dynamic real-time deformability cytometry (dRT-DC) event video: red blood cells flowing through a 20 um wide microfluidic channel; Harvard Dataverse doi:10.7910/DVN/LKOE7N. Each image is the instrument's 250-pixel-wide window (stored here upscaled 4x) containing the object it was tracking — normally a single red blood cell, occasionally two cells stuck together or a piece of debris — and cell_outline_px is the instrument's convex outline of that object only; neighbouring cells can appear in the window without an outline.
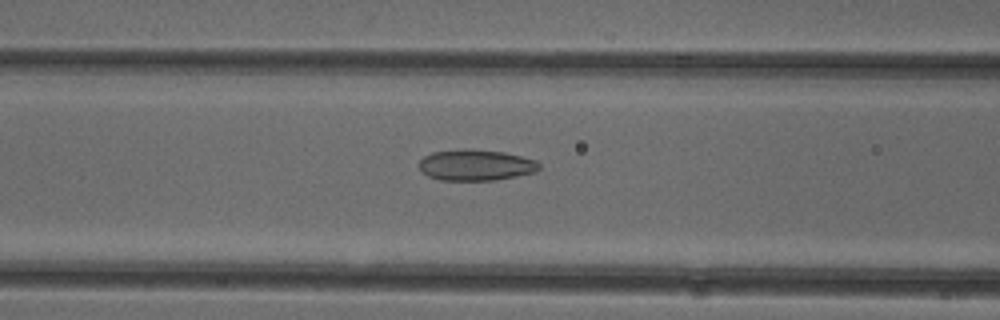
{"species": "common noctule bat (a hibernating species)", "species_latin": "Nyctalus noctula", "temperature_condition": "cold", "stored_images_in_passage": 52, "camera_frame_rate_fps": 3000, "um_per_image_px": 0.085, "animal": {"sex": "female"}, "frame": {"image": 1, "passage_image": 21, "time_ms": 6.667, "image_size_px": [1000, 320], "cell_outline_px": [[540, 168], [536, 172], [496, 180], [440, 180], [428, 176], [420, 172], [416, 164], [424, 156], [432, 152], [464, 148], [504, 152], [536, 160], [540, 164]], "centroid_in_image_um": [40.39, 14.03], "position_along_channel_um": 126.2, "area_um2": 22.02}}
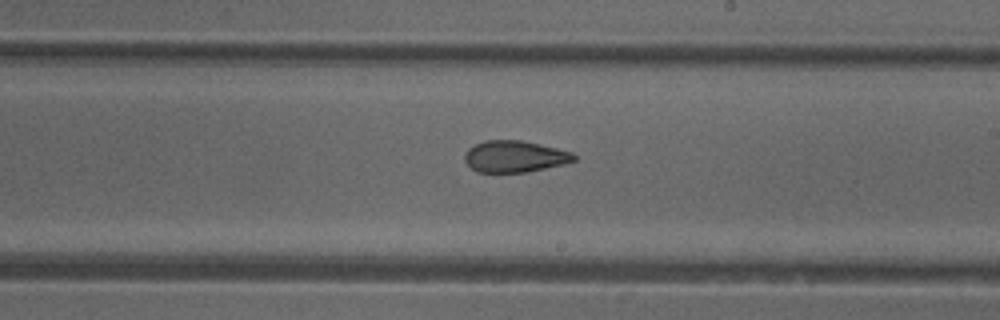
{"frame": {"image": 2, "passage_image": 30, "time_ms": 9.667, "image_size_px": [1000, 320], "cell_outline_px": [[576, 160], [564, 164], [528, 172], [476, 172], [464, 160], [464, 152], [468, 148], [484, 140], [520, 140], [556, 148], [572, 152], [576, 156]], "centroid_in_image_um": [43.73, 13.3], "position_along_channel_um": 245.3, "area_um2": 20.11}}
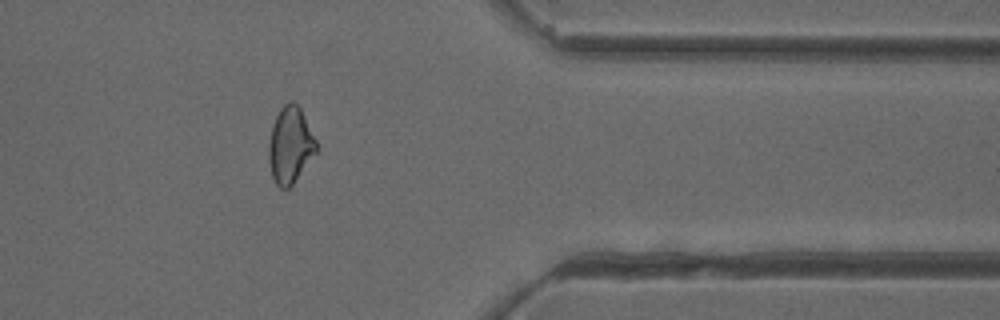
{"frame": {"image": 3, "passage_image": 42, "time_ms": 13.667, "image_size_px": [1000, 320], "cell_outline_px": [[316, 152], [292, 184], [288, 188], [280, 188], [276, 184], [272, 176], [268, 160], [268, 144], [272, 128], [276, 116], [280, 108], [288, 100], [292, 100], [300, 108], [316, 140]], "centroid_in_image_um": [24.64, 12.32], "position_along_channel_um": 386.8, "area_um2": 20.87}, "authors_computed_cell_mechanics": {"area_um2": 22.1085, "velocity_mm_per_s": 3.9724, "shape_relaxation_time_tau1_ms": null, "shape_relaxation_time_tau2_ms": 2.2567, "deformation_change_tau1": null, "deformation_change_tau2": 0.0801}}